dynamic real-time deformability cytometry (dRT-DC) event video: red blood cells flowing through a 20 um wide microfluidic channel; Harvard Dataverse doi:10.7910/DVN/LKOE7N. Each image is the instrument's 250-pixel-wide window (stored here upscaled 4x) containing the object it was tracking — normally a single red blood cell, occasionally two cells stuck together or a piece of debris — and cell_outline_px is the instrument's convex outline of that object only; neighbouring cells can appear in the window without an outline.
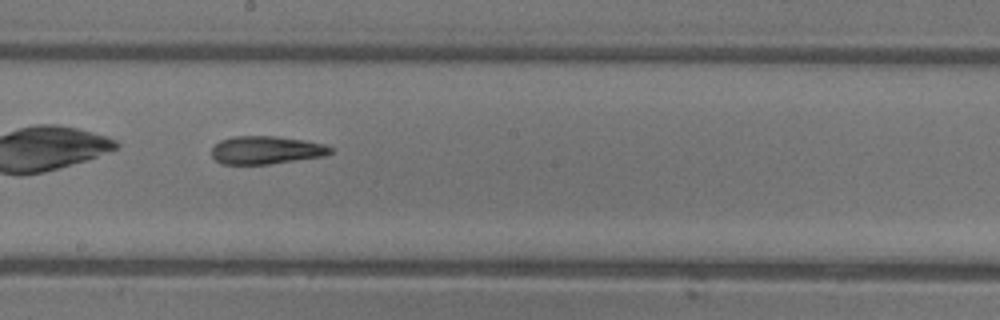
{"species": "common noctule bat (a hibernating species)", "species_latin": "Nyctalus noctula", "temperature_condition": "warm", "stored_images_in_passage": 45, "camera_frame_rate_fps": 3000, "um_per_image_px": 0.085, "animal": {"sex": "female"}, "frame": {"image": 1, "passage_image": 26, "time_ms": 8.333, "image_size_px": [1000, 320], "cell_outline_px": [[332, 152], [324, 156], [268, 164], [220, 164], [212, 156], [212, 148], [220, 140], [232, 136], [276, 136], [304, 140], [324, 144], [332, 148]], "centroid_in_image_um": [22.6, 12.75], "position_along_channel_um": 225.6, "area_um2": 19.36}}
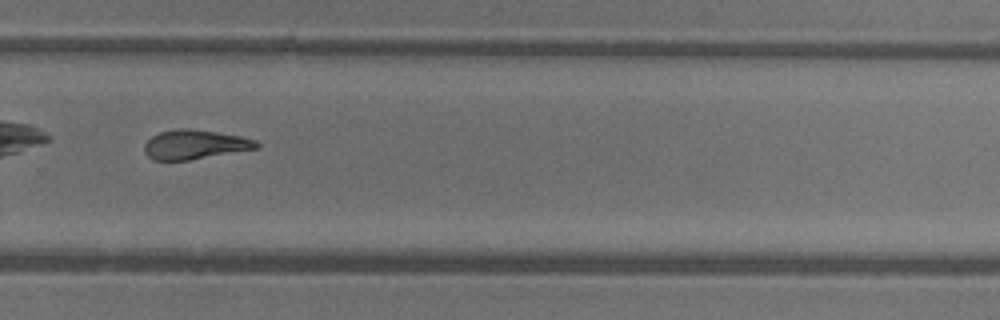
{"frame": {"image": 2, "passage_image": 32, "time_ms": 10.333, "image_size_px": [1000, 320], "cell_outline_px": [[260, 148], [188, 160], [152, 160], [144, 152], [144, 144], [152, 136], [160, 132], [180, 128], [188, 128], [216, 132], [240, 136], [256, 140], [260, 144]], "centroid_in_image_um": [16.57, 12.29], "position_along_channel_um": 313.2, "area_um2": 19.13}, "authors_computed_cell_mechanics": {"area_um2": 20.1144, "velocity_mm_per_s": 4.407, "shape_relaxation_time_tau1_ms": 7.331, "shape_relaxation_time_tau2_ms": 3.3786, "deformation_change_tau1": 0.2344, "deformation_change_tau2": 0.1388}}